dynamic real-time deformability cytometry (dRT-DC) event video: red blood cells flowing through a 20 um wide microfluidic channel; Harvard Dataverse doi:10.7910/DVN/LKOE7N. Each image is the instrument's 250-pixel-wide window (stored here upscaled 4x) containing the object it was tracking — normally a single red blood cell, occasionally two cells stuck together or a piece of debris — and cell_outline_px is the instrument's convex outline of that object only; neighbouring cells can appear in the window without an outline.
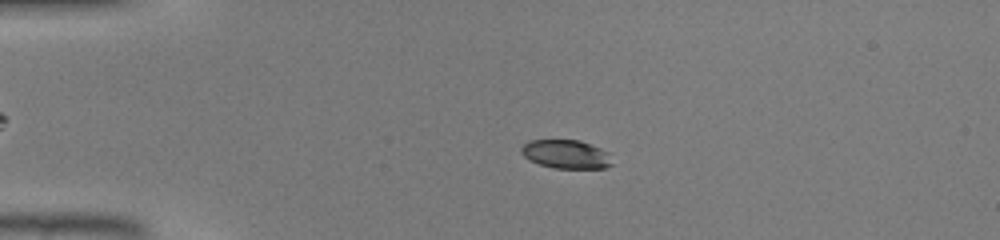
{"species": "common noctule bat (a hibernating species)", "species_latin": "Nyctalus noctula", "temperature_condition": "warm", "stored_images_in_passage": 39, "camera_frame_rate_fps": 3000, "um_per_image_px": 0.085, "animal": {"sex": "male", "body_mass_g": 19.0, "forearm_length_mm": 50.8}, "frame": {"image": 1, "passage_image": 4, "time_ms": 1.0, "image_size_px": [1000, 240], "cell_outline_px": [[612, 164], [604, 168], [556, 168], [540, 164], [528, 160], [520, 152], [520, 148], [528, 140], [580, 140], [600, 148], [608, 152]], "centroid_in_image_um": [48.08, 13.1], "position_along_channel_um": 36.9, "area_um2": 15.14}}
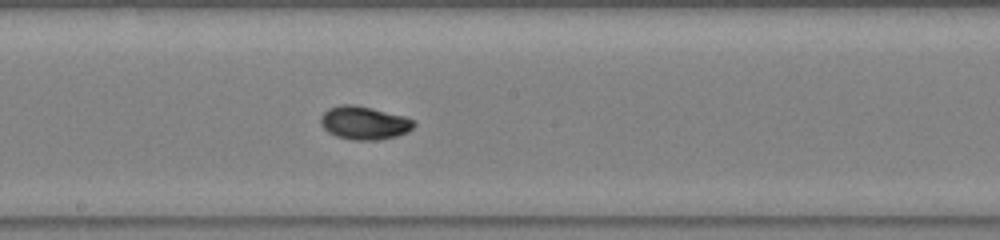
{"frame": {"image": 2, "passage_image": 19, "time_ms": 6.0, "image_size_px": [1000, 240], "cell_outline_px": [[416, 124], [408, 132], [396, 136], [376, 140], [356, 140], [336, 136], [328, 132], [320, 124], [320, 116], [328, 108], [340, 104], [352, 104], [372, 108], [404, 116], [416, 120]], "centroid_in_image_um": [30.95, 10.43], "position_along_channel_um": 217.2, "area_um2": 18.15}}
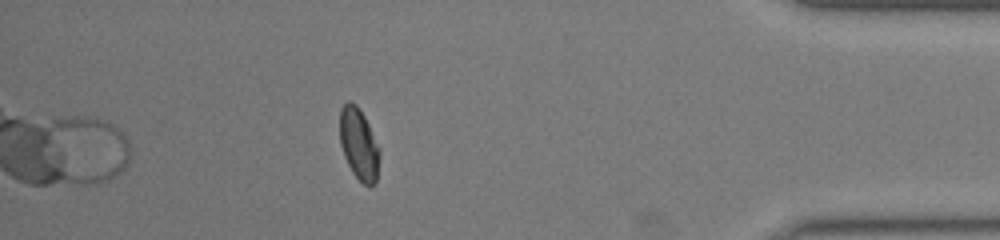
{"frame": {"image": 3, "passage_image": 34, "time_ms": 11.0, "image_size_px": [1000, 240], "cell_outline_px": [[380, 156], [376, 180], [372, 184], [364, 184], [352, 172], [344, 156], [340, 144], [340, 108], [348, 100], [356, 104], [364, 116], [380, 148]], "centroid_in_image_um": [30.5, 12.22], "position_along_channel_um": 404.7, "area_um2": 16.47}}